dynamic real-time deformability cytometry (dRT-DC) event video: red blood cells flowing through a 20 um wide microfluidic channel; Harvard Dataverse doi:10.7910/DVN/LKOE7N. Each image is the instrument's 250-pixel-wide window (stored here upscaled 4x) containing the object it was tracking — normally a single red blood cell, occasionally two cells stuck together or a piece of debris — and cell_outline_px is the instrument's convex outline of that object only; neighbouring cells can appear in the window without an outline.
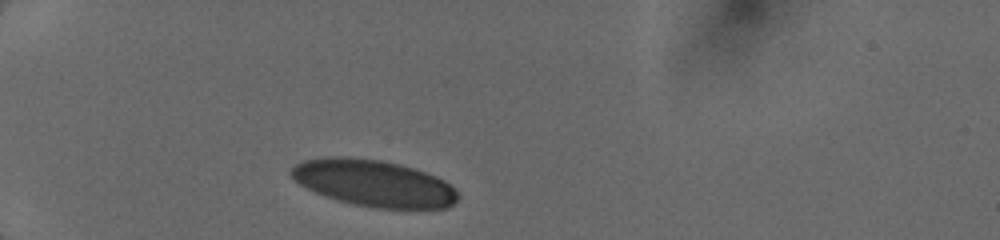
{"species": "human", "species_latin": "Homo sapiens", "temperature_condition": "cold", "stored_images_in_passage": 9, "camera_frame_rate_fps": 3000, "um_per_image_px": 0.085, "donor": {"sex": "female"}, "frame": {"image": 1, "passage_image": 1, "time_ms": 0.0, "image_size_px": [1000, 240], "cell_outline_px": [[460, 196], [448, 208], [372, 208], [352, 204], [336, 200], [324, 196], [300, 184], [288, 172], [296, 164], [304, 160], [324, 156], [348, 156], [380, 160], [400, 164], [436, 176], [444, 180]], "centroid_in_image_um": [31.74, 15.56], "position_along_channel_um": 53.3, "area_um2": 45.26}}
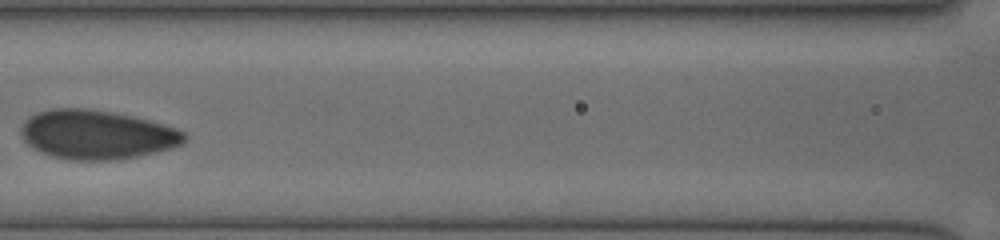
{"frame": {"image": 2, "passage_image": 6, "time_ms": 3.333, "image_size_px": [1000, 240], "cell_outline_px": [[188, 136], [184, 144], [172, 148], [140, 156], [116, 160], [72, 160], [52, 156], [40, 152], [32, 148], [24, 140], [20, 132], [20, 128], [24, 120], [28, 116], [52, 108], [88, 108], [112, 112], [132, 116], [148, 120], [176, 128], [184, 132]], "centroid_in_image_um": [8.23, 11.45], "position_along_channel_um": 158.4, "area_um2": 47.05}}
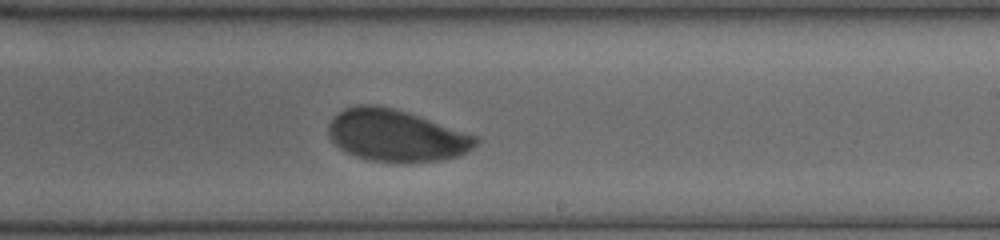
{"frame": {"image": 3, "passage_image": 9, "time_ms": 5.667, "image_size_px": [1000, 240], "cell_outline_px": [[480, 140], [472, 148], [460, 156], [440, 160], [368, 160], [356, 156], [340, 148], [332, 140], [328, 132], [328, 124], [332, 116], [344, 108], [356, 104], [376, 104], [408, 112], [480, 136]], "centroid_in_image_um": [33.68, 11.47], "position_along_channel_um": 255.3, "area_um2": 44.22}}